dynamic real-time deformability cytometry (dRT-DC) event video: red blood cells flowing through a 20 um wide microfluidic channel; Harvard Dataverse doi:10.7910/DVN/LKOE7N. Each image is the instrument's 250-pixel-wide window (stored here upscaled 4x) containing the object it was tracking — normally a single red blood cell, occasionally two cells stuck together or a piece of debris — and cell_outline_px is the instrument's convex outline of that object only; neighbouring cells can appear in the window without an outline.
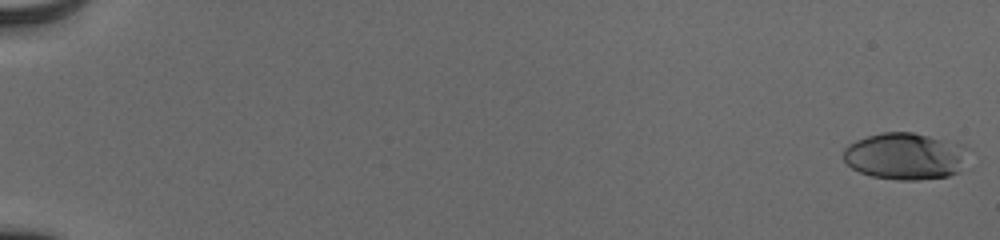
{"species": "human", "species_latin": "Homo sapiens", "temperature_condition": "cold", "stored_images_in_passage": 56, "camera_frame_rate_fps": 3000, "um_per_image_px": 0.085, "donor": {"sex": "male"}, "frame": {"image": 1, "passage_image": 1, "time_ms": 0.0, "image_size_px": [1000, 240], "cell_outline_px": [[972, 148], [960, 172], [948, 176], [916, 180], [900, 180], [872, 176], [860, 172], [852, 168], [844, 160], [844, 148], [848, 144], [856, 140], [880, 132], [912, 132], [964, 144]], "centroid_in_image_um": [77.01, 13.27], "position_along_channel_um": 8.0, "area_um2": 34.51}}
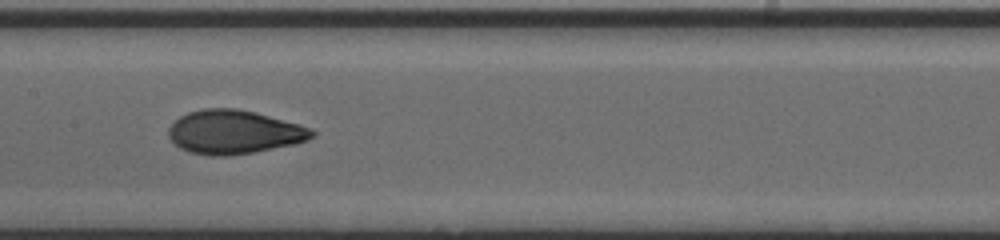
{"frame": {"image": 2, "passage_image": 31, "time_ms": 10.0, "image_size_px": [1000, 240], "cell_outline_px": [[316, 136], [308, 140], [296, 144], [252, 152], [228, 156], [212, 156], [188, 152], [180, 148], [168, 136], [168, 128], [180, 116], [188, 112], [200, 108], [236, 108], [256, 112], [300, 124], [312, 128], [316, 132]], "centroid_in_image_um": [19.92, 11.22], "position_along_channel_um": 187.5, "area_um2": 36.88}}
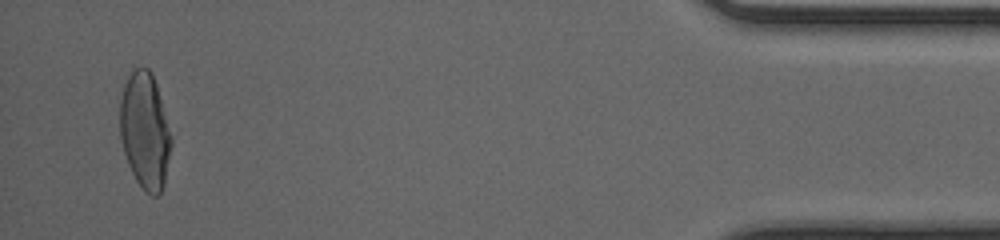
{"frame": {"image": 3, "passage_image": 54, "time_ms": 17.667, "image_size_px": [1000, 240], "cell_outline_px": [[172, 144], [164, 184], [160, 192], [156, 196], [152, 196], [144, 192], [136, 180], [128, 164], [120, 140], [120, 100], [124, 84], [132, 68], [148, 68], [152, 72], [156, 84], [172, 136]], "centroid_in_image_um": [12.32, 11.12], "position_along_channel_um": 422.9, "area_um2": 34.97}, "authors_computed_cell_mechanics": {"area_um2": 34.8245, "velocity_mm_per_s": 3.9271, "shape_relaxation_time_tau1_ms": 8.3431, "shape_relaxation_time_tau2_ms": 1.0932, "deformation_change_tau1": 0.2891, "deformation_change_tau2": 0.0602}}